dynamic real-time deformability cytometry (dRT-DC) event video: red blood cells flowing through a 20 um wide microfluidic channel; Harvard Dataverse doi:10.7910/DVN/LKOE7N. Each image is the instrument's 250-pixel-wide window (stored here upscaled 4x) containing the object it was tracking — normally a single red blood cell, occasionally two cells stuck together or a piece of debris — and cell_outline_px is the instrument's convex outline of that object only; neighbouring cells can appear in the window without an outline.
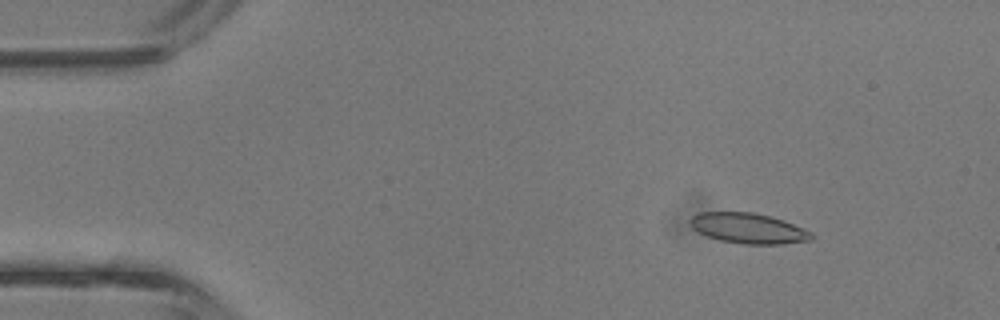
{"species": "common noctule bat (a hibernating species)", "species_latin": "Nyctalus noctula", "temperature_condition": "room temperature", "stored_images_in_passage": 44, "segment_of_instrument_passage": [1, 2], "camera_frame_rate_fps": 3000, "um_per_image_px": 0.085, "animal": {"sex": "male", "body_mass_g": 13.3}, "frame": {"image": 1, "passage_image": 6, "time_ms": 1.667, "image_size_px": [1000, 320], "cell_outline_px": [[812, 240], [784, 244], [744, 244], [720, 240], [708, 236], [692, 228], [688, 224], [688, 220], [696, 212], [752, 212], [772, 216], [784, 220], [812, 232]], "centroid_in_image_um": [63.59, 19.39], "position_along_channel_um": 21.4, "area_um2": 21.62}}
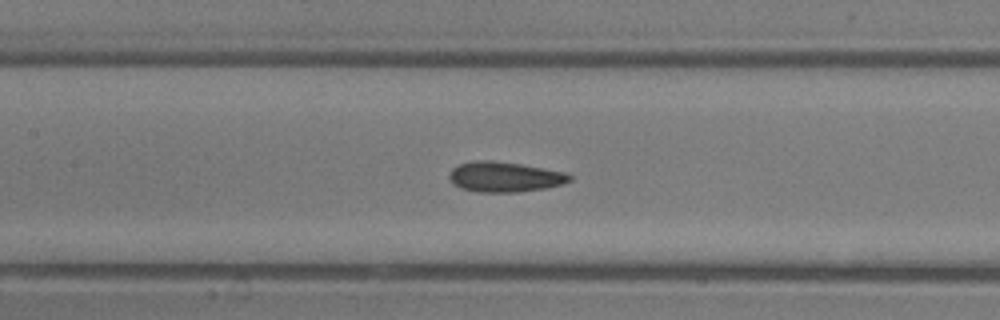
{"frame": {"image": 2, "passage_image": 20, "time_ms": 6.333, "image_size_px": [1000, 320], "cell_outline_px": [[572, 180], [564, 184], [548, 188], [520, 192], [476, 192], [460, 188], [452, 184], [448, 176], [448, 172], [452, 168], [460, 164], [472, 160], [492, 160], [520, 164], [568, 172], [572, 176]], "centroid_in_image_um": [42.9, 15.04], "position_along_channel_um": 164.5, "area_um2": 21.68}}
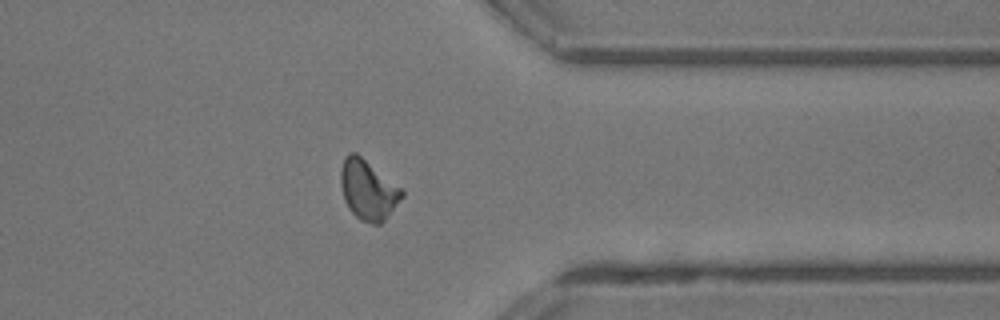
{"frame": {"image": 3, "passage_image": 34, "time_ms": 11.0, "image_size_px": [1000, 320], "cell_outline_px": [[404, 196], [384, 220], [380, 224], [372, 224], [360, 220], [348, 208], [344, 200], [340, 184], [340, 168], [344, 156], [348, 152], [356, 152], [404, 188]], "centroid_in_image_um": [31.29, 16.1], "position_along_channel_um": 380.1, "area_um2": 21.79}}